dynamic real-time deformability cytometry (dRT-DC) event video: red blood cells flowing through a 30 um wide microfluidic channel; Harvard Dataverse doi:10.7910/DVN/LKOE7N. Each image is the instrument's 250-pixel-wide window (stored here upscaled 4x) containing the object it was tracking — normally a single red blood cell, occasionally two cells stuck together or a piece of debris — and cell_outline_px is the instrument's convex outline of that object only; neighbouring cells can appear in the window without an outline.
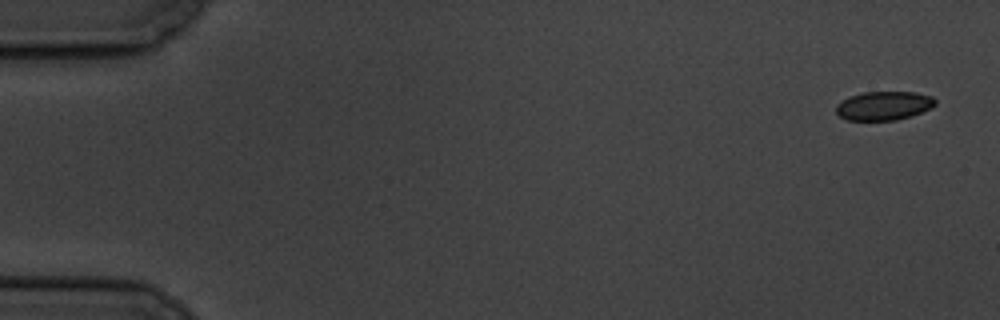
{"species": "common noctule bat (a hibernating species)", "species_latin": "Nyctalus noctula", "temperature_condition": "cold", "stored_images_in_passage": 7, "camera_frame_rate_fps": 3000, "um_per_image_px": 0.085, "animal": {"sex": "male", "body_mass_g": 19.5, "forearm_length_mm": 54.6}, "frame": {"image": 1, "passage_image": 1, "time_ms": 0.0, "image_size_px": [1000, 320], "cell_outline_px": [[936, 104], [932, 108], [912, 116], [896, 120], [848, 120], [840, 116], [836, 112], [836, 104], [848, 96], [864, 92], [916, 92], [932, 96], [936, 100]], "centroid_in_image_um": [75.14, 8.98], "position_along_channel_um": 9.9, "area_um2": 16.82}}
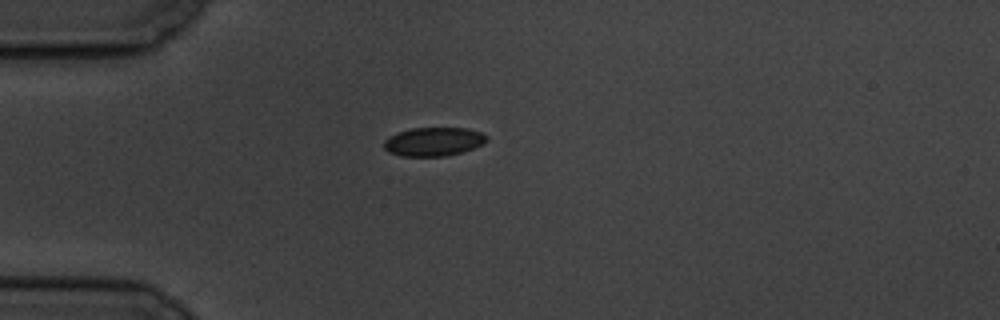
{"frame": {"image": 2, "passage_image": 5, "time_ms": 4.667, "image_size_px": [1000, 320], "cell_outline_px": [[488, 140], [484, 144], [460, 152], [444, 156], [400, 156], [388, 152], [384, 148], [384, 140], [388, 136], [396, 132], [412, 128], [468, 128], [480, 132], [488, 136]], "centroid_in_image_um": [36.83, 12.03], "position_along_channel_um": 48.2, "area_um2": 17.28}}
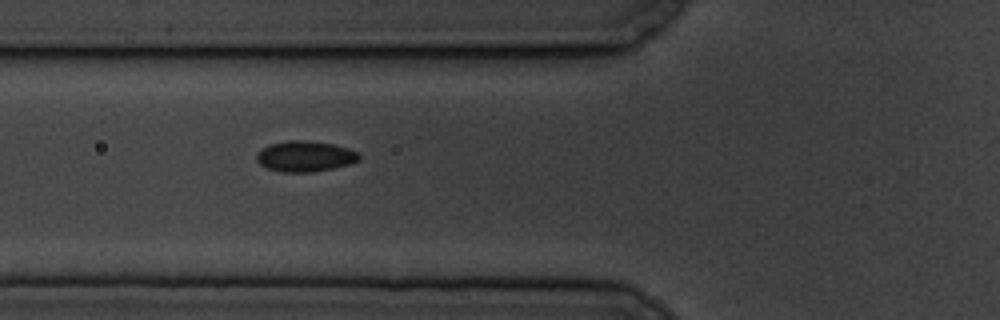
{"frame": {"image": 3, "passage_image": 7, "time_ms": 6.667, "image_size_px": [1000, 320], "cell_outline_px": [[360, 160], [348, 164], [332, 168], [312, 172], [284, 172], [268, 168], [260, 164], [256, 160], [256, 152], [268, 144], [288, 140], [304, 140], [332, 144], [348, 148], [360, 152]], "centroid_in_image_um": [25.92, 13.27], "position_along_channel_um": 99.9, "area_um2": 18.38}}